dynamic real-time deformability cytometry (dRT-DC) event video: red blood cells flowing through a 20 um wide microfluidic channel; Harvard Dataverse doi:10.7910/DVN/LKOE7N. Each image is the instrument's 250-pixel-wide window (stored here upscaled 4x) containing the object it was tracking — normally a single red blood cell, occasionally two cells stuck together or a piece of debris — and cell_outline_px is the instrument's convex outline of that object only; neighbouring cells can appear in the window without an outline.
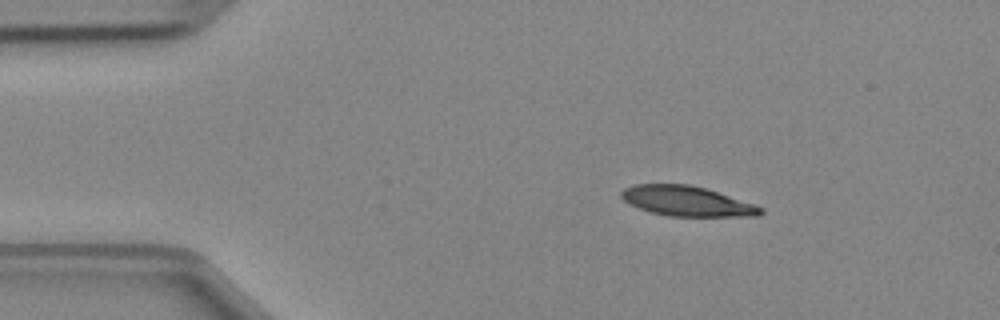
{"species": "Egyptian fruit bat (a non-hibernating species)", "species_latin": "Rousettus aegyptiacus", "temperature_condition": "cold", "stored_images_in_passage": 4, "camera_frame_rate_fps": 3000, "um_per_image_px": 0.085, "animal": {"sex": "female"}, "frame": {"image": 1, "passage_image": 1, "time_ms": 0.0, "image_size_px": [1000, 320], "cell_outline_px": [[764, 212], [760, 216], [668, 216], [652, 212], [640, 208], [624, 200], [620, 196], [620, 192], [624, 188], [636, 184], [688, 184], [704, 188], [756, 204], [764, 208]], "centroid_in_image_um": [58.42, 17.1], "position_along_channel_um": 26.6, "area_um2": 24.22}}
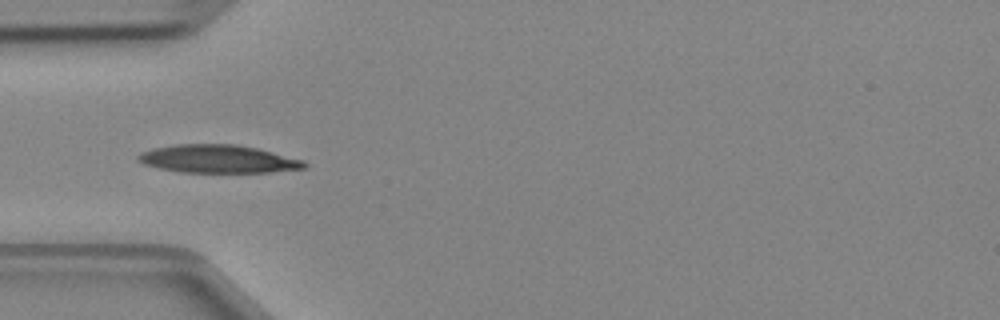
{"frame": {"image": 2, "passage_image": 3, "time_ms": 0.667, "image_size_px": [1000, 320], "cell_outline_px": [[308, 164], [304, 168], [268, 172], [180, 172], [160, 168], [144, 164], [136, 160], [136, 156], [140, 152], [152, 148], [176, 144], [236, 144], [256, 148], [304, 160]], "centroid_in_image_um": [18.49, 13.5], "position_along_channel_um": 66.5, "area_um2": 27.11}}